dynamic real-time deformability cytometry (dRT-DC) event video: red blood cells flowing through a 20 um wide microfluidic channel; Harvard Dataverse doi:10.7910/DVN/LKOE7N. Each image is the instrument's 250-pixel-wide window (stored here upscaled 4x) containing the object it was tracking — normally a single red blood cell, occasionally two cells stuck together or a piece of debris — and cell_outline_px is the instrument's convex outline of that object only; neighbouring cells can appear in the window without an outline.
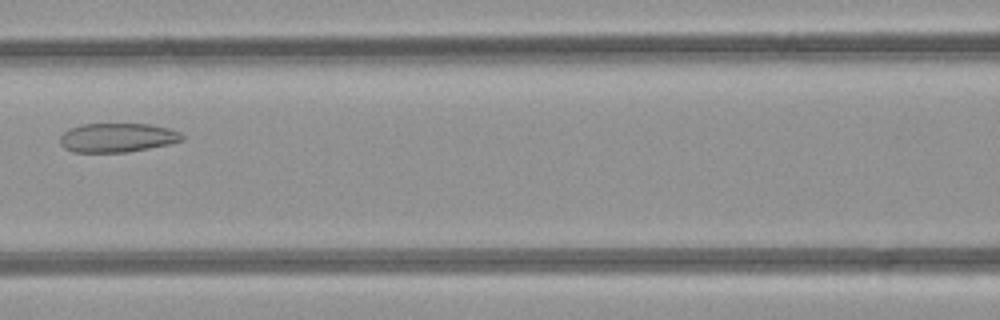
{"species": "common noctule bat (a hibernating species)", "species_latin": "Nyctalus noctula", "temperature_condition": "room temperature", "stored_images_in_passage": 3, "camera_frame_rate_fps": 3000, "um_per_image_px": 0.085, "animal": {"sex": "female", "body_mass_g": 21.9}, "frame": {"image": 1, "passage_image": 3, "time_ms": 2.333, "image_size_px": [1000, 320], "cell_outline_px": [[184, 140], [168, 144], [128, 152], [72, 152], [64, 148], [60, 144], [60, 136], [68, 128], [84, 124], [148, 124], [168, 128], [180, 132], [184, 136]], "centroid_in_image_um": [9.95, 11.7], "position_along_channel_um": 156.6, "area_um2": 20.69}}